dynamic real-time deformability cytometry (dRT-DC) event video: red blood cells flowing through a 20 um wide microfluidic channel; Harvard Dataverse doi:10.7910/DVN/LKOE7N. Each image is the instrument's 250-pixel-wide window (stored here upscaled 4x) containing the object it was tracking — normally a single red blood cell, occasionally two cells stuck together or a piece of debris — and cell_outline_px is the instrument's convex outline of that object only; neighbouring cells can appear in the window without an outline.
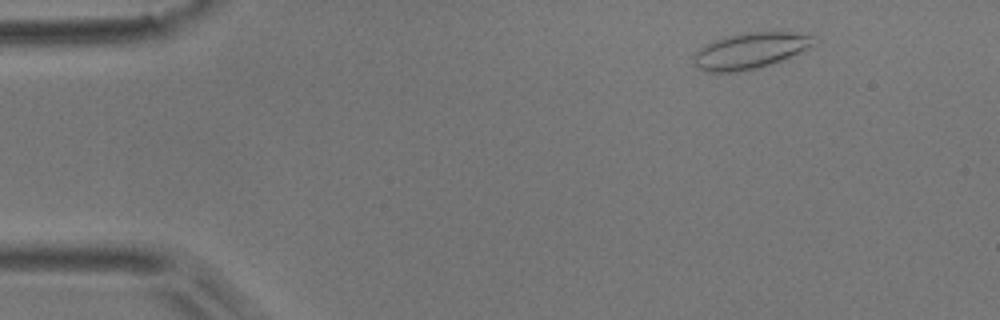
{"species": "common noctule bat (a hibernating species)", "species_latin": "Nyctalus noctula", "temperature_condition": "room temperature", "stored_images_in_passage": 36, "camera_frame_rate_fps": 3000, "um_per_image_px": 0.085, "animal": {"sex": "male", "body_mass_g": 17.9}, "frame": {"image": 1, "passage_image": 3, "time_ms": 0.667, "image_size_px": [1000, 320], "cell_outline_px": [[816, 44], [812, 48], [772, 64], [756, 68], [736, 72], [708, 72], [692, 64], [692, 56], [700, 48], [716, 40], [728, 36], [752, 32], [792, 32], [816, 36]], "centroid_in_image_um": [63.82, 4.32], "position_along_channel_um": 21.2, "area_um2": 25.26}}
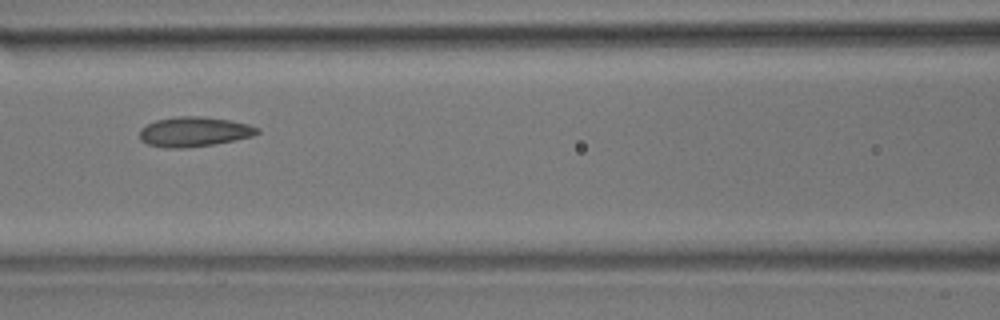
{"frame": {"image": 2, "passage_image": 20, "time_ms": 6.333, "image_size_px": [1000, 320], "cell_outline_px": [[260, 132], [252, 136], [212, 144], [184, 148], [164, 148], [148, 144], [140, 140], [140, 128], [156, 120], [176, 116], [200, 116], [228, 120], [248, 124], [260, 128]], "centroid_in_image_um": [16.47, 11.19], "position_along_channel_um": 150.1, "area_um2": 20.29}}
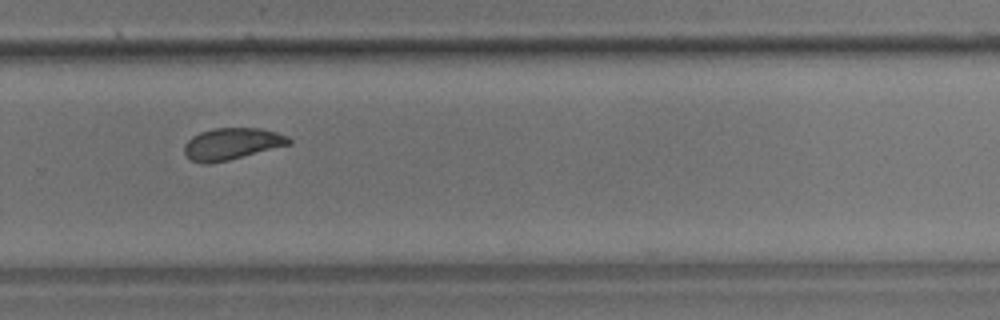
{"frame": {"image": 3, "passage_image": 33, "time_ms": 10.667, "image_size_px": [1000, 320], "cell_outline_px": [[292, 144], [228, 160], [208, 164], [204, 164], [192, 160], [184, 152], [184, 144], [192, 136], [200, 132], [216, 128], [260, 128], [276, 132], [288, 136], [292, 140]], "centroid_in_image_um": [19.73, 12.22], "position_along_channel_um": 310.1, "area_um2": 19.31}}